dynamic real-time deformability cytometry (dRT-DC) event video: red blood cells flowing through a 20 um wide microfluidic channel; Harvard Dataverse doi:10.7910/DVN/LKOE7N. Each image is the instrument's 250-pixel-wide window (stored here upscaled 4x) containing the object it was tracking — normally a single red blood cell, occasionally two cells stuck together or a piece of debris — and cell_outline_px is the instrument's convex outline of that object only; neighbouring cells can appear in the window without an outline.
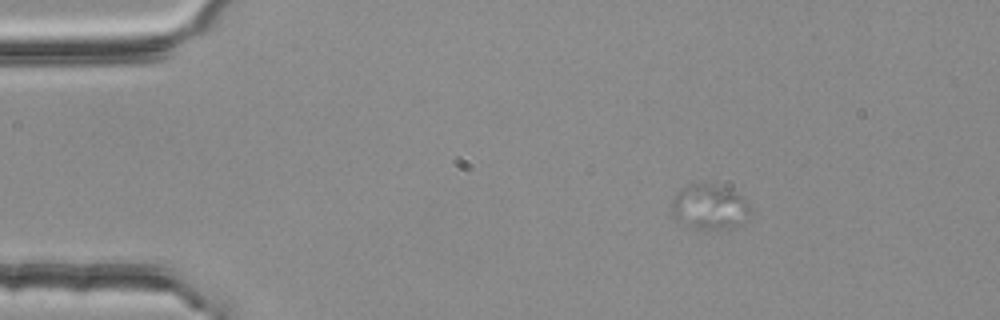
{"species": "common noctule bat (a hibernating species)", "species_latin": "Nyctalus noctula", "temperature_condition": "room temperature", "stored_images_in_passage": 3, "camera_frame_rate_fps": 3000, "um_per_image_px": 0.085, "animal": {"sex": "female", "body_mass_g": 25.1}, "frame": {"image": 1, "passage_image": 1, "time_ms": 0.0, "image_size_px": [1000, 320], "cell_outline_px": [[748, 220], [744, 224], [732, 228], [696, 228], [672, 216], [672, 200], [684, 188], [692, 184], [712, 184], [736, 192], [744, 196], [748, 204]], "centroid_in_image_um": [60.37, 17.6], "position_along_channel_um": 24.6, "area_um2": 20.06}}
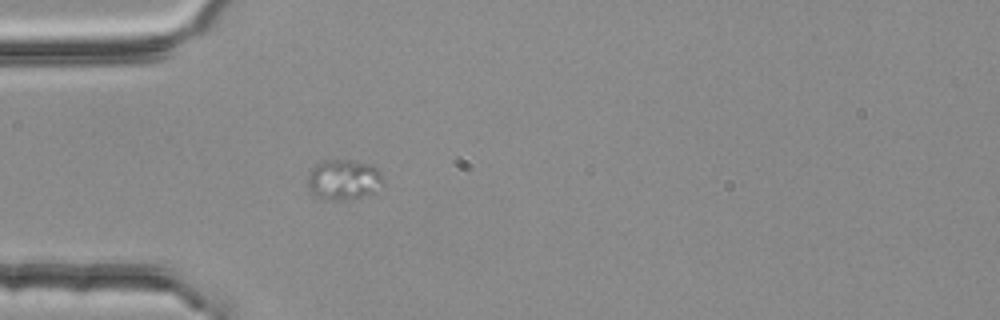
{"frame": {"image": 2, "passage_image": 3, "time_ms": 0.667, "image_size_px": [1000, 320], "cell_outline_px": [[384, 184], [372, 192], [352, 200], [340, 200], [320, 196], [312, 192], [308, 188], [308, 176], [312, 168], [320, 160], [348, 160], [368, 164], [376, 168], [380, 172], [384, 180]], "centroid_in_image_um": [29.22, 15.25], "position_along_channel_um": 55.8, "area_um2": 17.46}}